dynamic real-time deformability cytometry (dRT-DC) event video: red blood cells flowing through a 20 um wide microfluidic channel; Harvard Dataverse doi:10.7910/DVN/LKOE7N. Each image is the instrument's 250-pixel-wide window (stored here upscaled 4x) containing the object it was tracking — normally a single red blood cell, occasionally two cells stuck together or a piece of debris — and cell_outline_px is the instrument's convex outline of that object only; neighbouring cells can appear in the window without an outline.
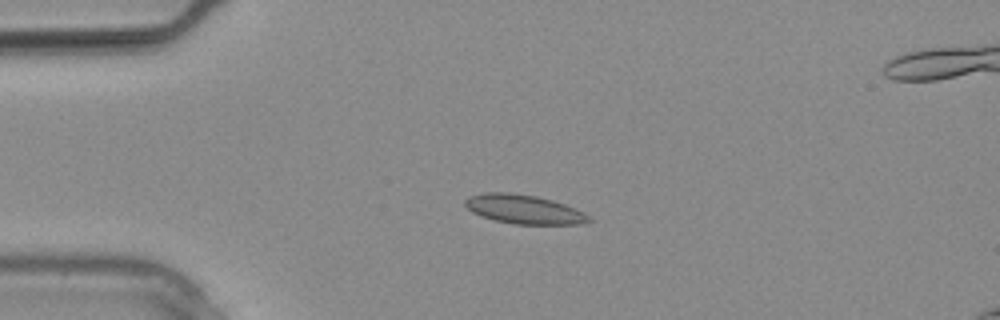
{"species": "common noctule bat (a hibernating species)", "species_latin": "Nyctalus noctula", "temperature_condition": "warm", "stored_images_in_passage": 12, "camera_frame_rate_fps": 3000, "um_per_image_px": 0.085, "animal": {"sex": "male", "body_mass_g": 20.4}, "frame": {"image": 1, "passage_image": 7, "time_ms": 2.0, "image_size_px": [1000, 320], "cell_outline_px": [[592, 220], [580, 224], [516, 224], [496, 220], [480, 216], [472, 212], [464, 204], [464, 200], [468, 196], [484, 192], [508, 192], [536, 196], [552, 200], [564, 204], [584, 212]], "centroid_in_image_um": [44.49, 17.78], "position_along_channel_um": 40.5, "area_um2": 20.87}}
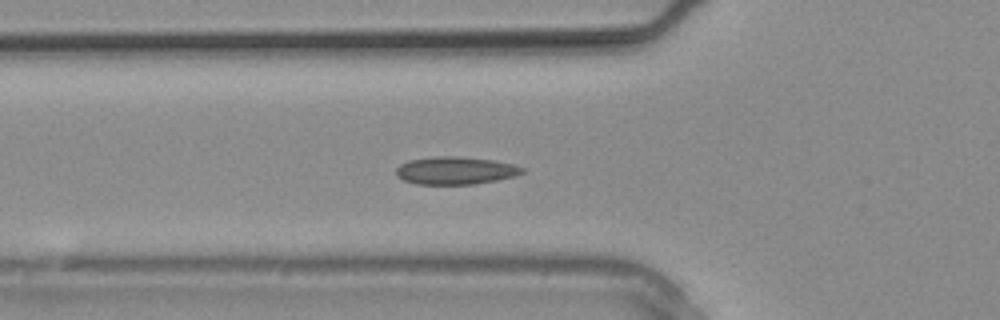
{"frame": {"image": 2, "passage_image": 10, "time_ms": 3.0, "image_size_px": [1000, 320], "cell_outline_px": [[524, 172], [516, 176], [476, 184], [416, 184], [404, 180], [396, 176], [396, 168], [400, 164], [408, 160], [432, 156], [460, 156], [492, 160], [512, 164], [524, 168]], "centroid_in_image_um": [38.69, 14.49], "position_along_channel_um": 87.1, "area_um2": 20.46}}